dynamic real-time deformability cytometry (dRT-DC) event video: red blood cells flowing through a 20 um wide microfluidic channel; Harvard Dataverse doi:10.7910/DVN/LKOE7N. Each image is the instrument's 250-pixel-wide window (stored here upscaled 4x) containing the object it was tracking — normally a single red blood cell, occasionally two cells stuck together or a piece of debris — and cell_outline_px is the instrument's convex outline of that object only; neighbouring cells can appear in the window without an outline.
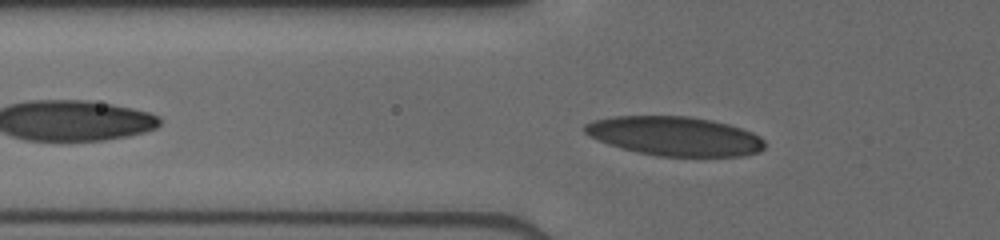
{"species": "human", "species_latin": "Homo sapiens", "temperature_condition": "cold", "stored_images_in_passage": 26, "camera_frame_rate_fps": 3000, "um_per_image_px": 0.085, "donor": {"sex": "male"}, "frame": {"image": 1, "passage_image": 6, "time_ms": 1.667, "image_size_px": [1000, 240], "cell_outline_px": [[764, 148], [760, 152], [744, 156], [660, 156], [640, 152], [608, 144], [588, 136], [584, 132], [584, 124], [592, 120], [612, 116], [688, 116], [712, 120], [728, 124], [752, 132], [760, 136], [764, 140]], "centroid_in_image_um": [57.36, 11.56], "position_along_channel_um": 68.4, "area_um2": 41.1}}
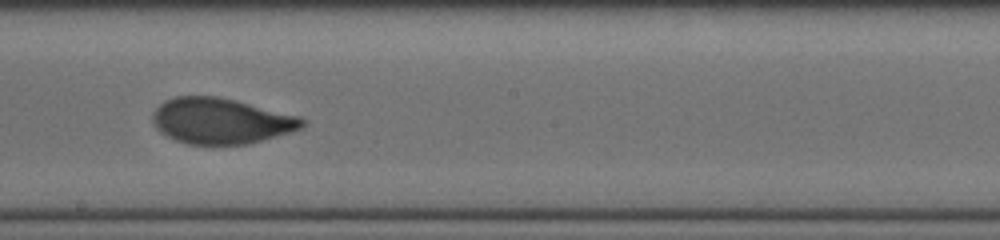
{"frame": {"image": 2, "passage_image": 16, "time_ms": 5.667, "image_size_px": [1000, 240], "cell_outline_px": [[304, 128], [292, 132], [248, 144], [188, 144], [176, 140], [160, 132], [156, 128], [152, 120], [152, 112], [164, 100], [176, 96], [216, 96], [236, 100], [300, 116], [304, 120]], "centroid_in_image_um": [18.79, 10.27], "position_along_channel_um": 229.4, "area_um2": 40.0}}
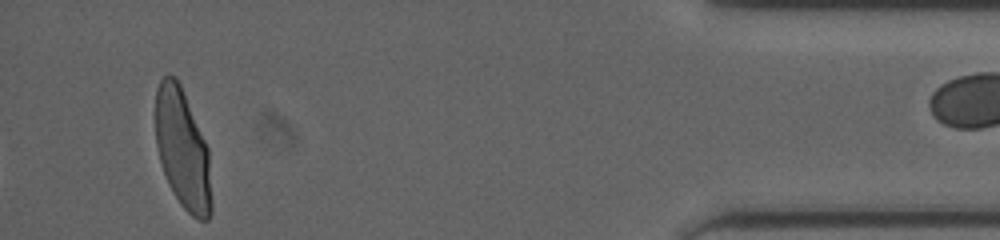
{"frame": {"image": 3, "passage_image": 26, "time_ms": 11.667, "image_size_px": [1000, 240], "cell_outline_px": [[212, 212], [208, 220], [200, 220], [192, 216], [180, 204], [168, 184], [160, 160], [156, 144], [156, 88], [160, 80], [168, 72], [176, 76], [180, 84], [208, 148], [212, 200]], "centroid_in_image_um": [15.52, 12.69], "position_along_channel_um": 419.7, "area_um2": 39.02}}